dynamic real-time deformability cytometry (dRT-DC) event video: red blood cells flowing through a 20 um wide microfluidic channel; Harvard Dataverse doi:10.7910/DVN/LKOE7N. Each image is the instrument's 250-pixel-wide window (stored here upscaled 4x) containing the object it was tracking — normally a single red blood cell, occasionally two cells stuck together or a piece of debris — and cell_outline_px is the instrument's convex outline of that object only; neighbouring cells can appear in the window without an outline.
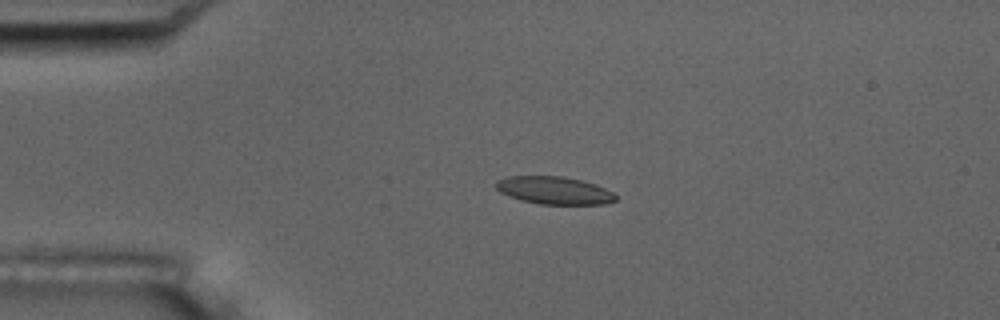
{"species": "common noctule bat (a hibernating species)", "species_latin": "Nyctalus noctula", "temperature_condition": "room temperature", "stored_images_in_passage": 42, "camera_frame_rate_fps": 3000, "um_per_image_px": 0.085, "animal": {"sex": "male", "body_mass_g": 17.5, "forearm_length_mm": 52.3}, "frame": {"image": 1, "passage_image": 1, "time_ms": 0.0, "image_size_px": [1000, 320], "cell_outline_px": [[616, 200], [604, 204], [540, 204], [520, 200], [508, 196], [500, 192], [496, 188], [496, 180], [508, 176], [564, 176], [584, 180], [596, 184], [612, 192], [616, 196]], "centroid_in_image_um": [47.09, 16.17], "position_along_channel_um": 37.9, "area_um2": 19.42}}
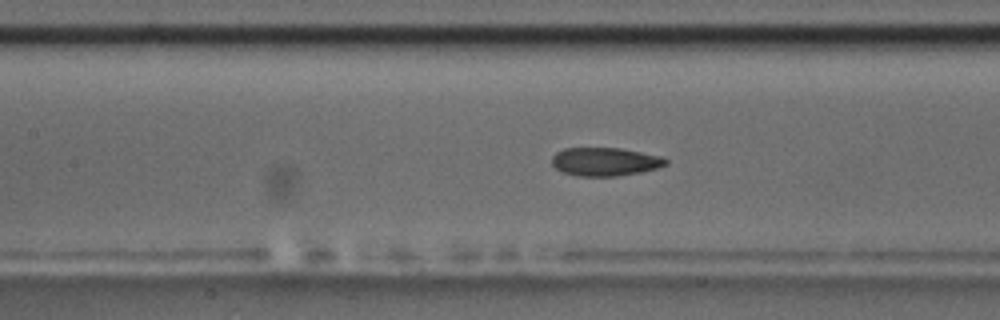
{"frame": {"image": 2, "passage_image": 13, "time_ms": 4.0, "image_size_px": [1000, 320], "cell_outline_px": [[668, 164], [656, 168], [640, 172], [616, 176], [580, 176], [564, 172], [556, 168], [552, 164], [552, 156], [556, 152], [564, 148], [620, 148], [664, 156], [668, 160]], "centroid_in_image_um": [51.46, 13.73], "position_along_channel_um": 155.9, "area_um2": 18.84}}
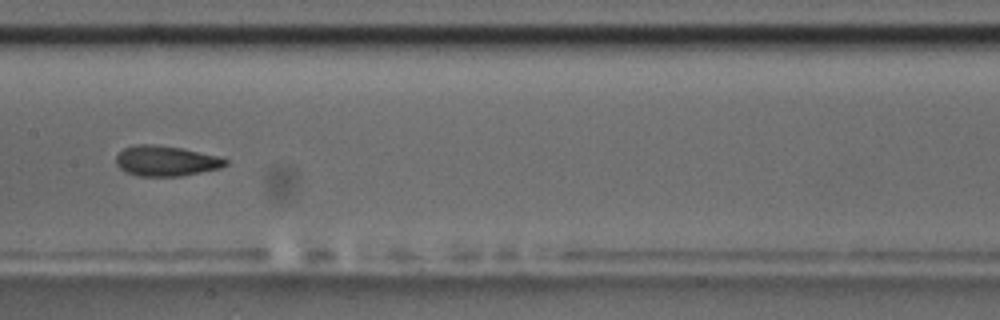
{"frame": {"image": 3, "passage_image": 16, "time_ms": 5.0, "image_size_px": [1000, 320], "cell_outline_px": [[228, 164], [220, 168], [180, 176], [140, 176], [124, 172], [116, 164], [116, 156], [124, 148], [136, 144], [152, 144], [180, 148], [216, 156], [228, 160]], "centroid_in_image_um": [14.06, 13.68], "position_along_channel_um": 193.3, "area_um2": 19.13}, "authors_computed_cell_mechanics": {"area_um2": 19.5364, "velocity_mm_per_s": 3.7597, "shape_relaxation_time_tau1_ms": null, "shape_relaxation_time_tau2_ms": 2.2323, "deformation_change_tau1": null, "deformation_change_tau2": 0.0746}}